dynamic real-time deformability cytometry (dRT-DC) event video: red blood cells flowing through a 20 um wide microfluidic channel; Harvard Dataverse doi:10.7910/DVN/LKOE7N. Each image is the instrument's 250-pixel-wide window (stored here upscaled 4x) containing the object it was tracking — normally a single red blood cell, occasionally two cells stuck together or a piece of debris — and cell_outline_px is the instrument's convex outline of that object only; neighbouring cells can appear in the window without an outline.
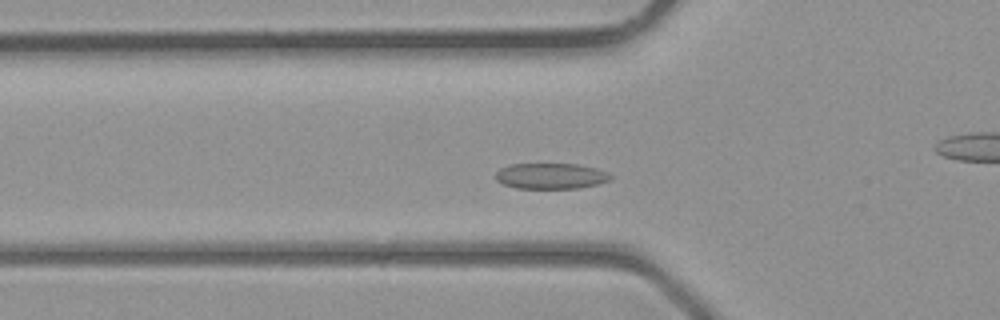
{"species": "common noctule bat (a hibernating species)", "species_latin": "Nyctalus noctula", "temperature_condition": "room temperature", "stored_images_in_passage": 38, "camera_frame_rate_fps": 3000, "um_per_image_px": 0.085, "animal": {"sex": "male", "body_mass_g": 23.1, "forearm_length_mm": 52.7}, "frame": {"image": 1, "passage_image": 10, "time_ms": 3.0, "image_size_px": [1000, 320], "cell_outline_px": [[612, 176], [608, 180], [600, 184], [576, 188], [516, 188], [504, 184], [496, 180], [496, 172], [500, 168], [508, 164], [576, 164], [596, 168], [608, 172]], "centroid_in_image_um": [46.81, 14.95], "position_along_channel_um": 79.0, "area_um2": 17.22}}
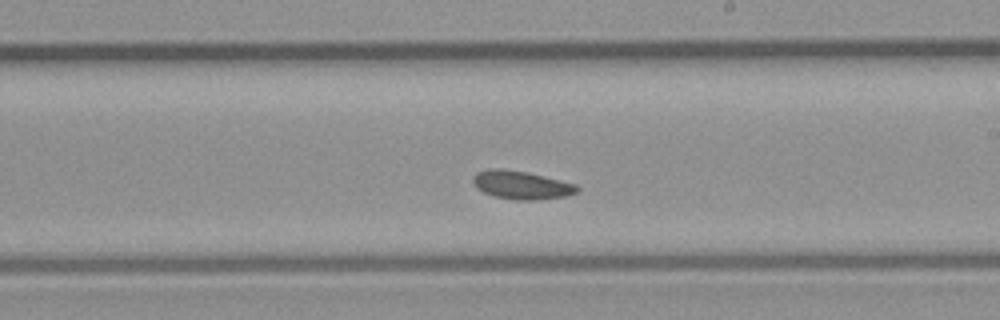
{"frame": {"image": 2, "passage_image": 20, "time_ms": 6.333, "image_size_px": [1000, 320], "cell_outline_px": [[580, 192], [568, 196], [536, 200], [516, 200], [496, 196], [484, 192], [476, 188], [472, 180], [472, 176], [476, 172], [492, 168], [500, 168], [528, 172], [576, 184], [580, 188]], "centroid_in_image_um": [44.34, 15.72], "position_along_channel_um": 244.7, "area_um2": 17.34}}
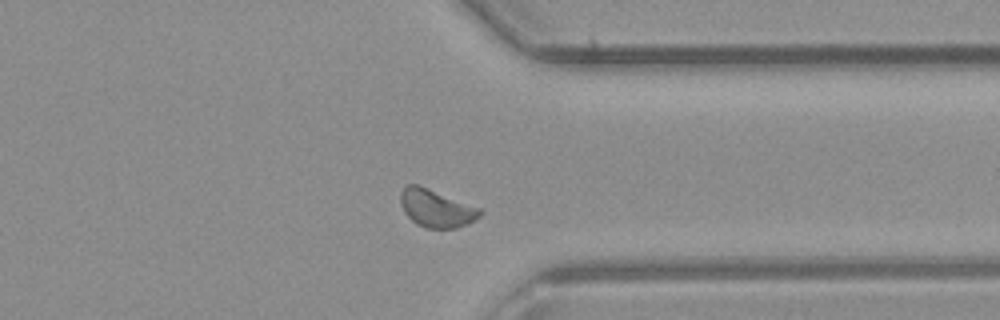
{"frame": {"image": 3, "passage_image": 28, "time_ms": 9.0, "image_size_px": [1000, 320], "cell_outline_px": [[484, 212], [480, 216], [468, 224], [456, 228], [428, 228], [416, 224], [404, 212], [400, 204], [400, 192], [408, 184], [420, 184], [480, 208]], "centroid_in_image_um": [37.08, 17.69], "position_along_channel_um": 374.3, "area_um2": 17.63}}